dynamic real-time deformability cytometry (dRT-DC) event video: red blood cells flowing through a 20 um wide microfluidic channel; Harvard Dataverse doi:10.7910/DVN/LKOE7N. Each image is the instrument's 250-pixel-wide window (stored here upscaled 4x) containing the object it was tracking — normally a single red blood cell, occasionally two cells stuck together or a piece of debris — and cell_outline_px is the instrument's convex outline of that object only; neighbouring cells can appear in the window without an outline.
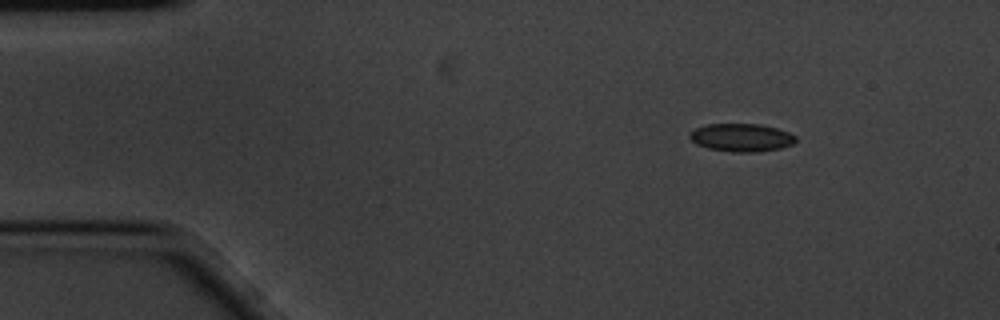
{"species": "common noctule bat (a hibernating species)", "species_latin": "Nyctalus noctula", "temperature_condition": "cold", "stored_images_in_passage": 5, "camera_frame_rate_fps": 3000, "um_per_image_px": 0.085, "animal": {"sex": "male", "body_mass_g": 20.1, "forearm_length_mm": 53.5}, "frame": {"image": 1, "passage_image": 1, "time_ms": 0.0, "image_size_px": [1000, 320], "cell_outline_px": [[796, 140], [792, 144], [780, 148], [756, 152], [732, 152], [708, 148], [696, 144], [688, 136], [688, 132], [696, 128], [708, 124], [760, 124], [776, 128], [788, 132], [796, 136]], "centroid_in_image_um": [62.99, 11.69], "position_along_channel_um": 22.0, "area_um2": 17.28}}
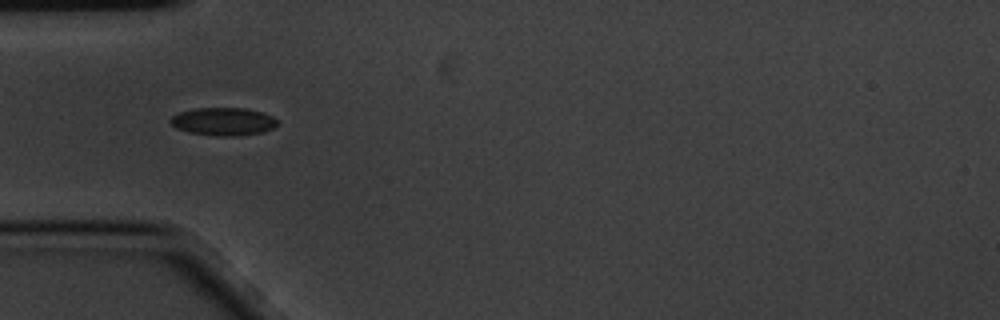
{"frame": {"image": 2, "passage_image": 4, "time_ms": 1.0, "image_size_px": [1000, 320], "cell_outline_px": [[276, 124], [272, 128], [264, 132], [236, 136], [220, 136], [188, 132], [176, 128], [168, 120], [172, 116], [180, 112], [196, 108], [244, 108], [264, 112], [272, 116], [276, 120]], "centroid_in_image_um": [18.97, 10.33], "position_along_channel_um": 66.0, "area_um2": 17.34}}
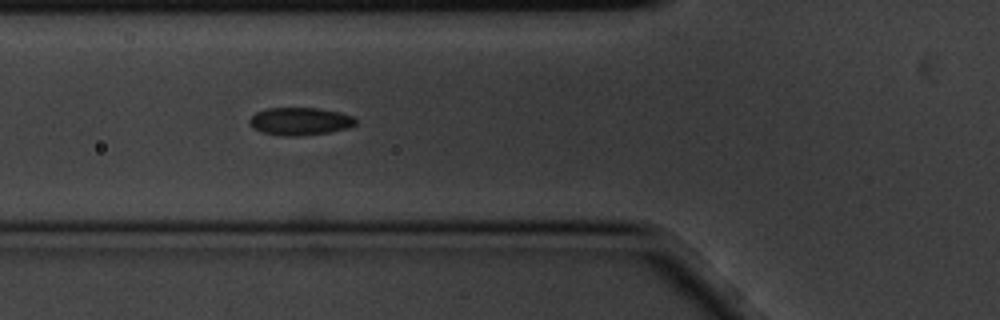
{"frame": {"image": 3, "passage_image": 5, "time_ms": 1.333, "image_size_px": [1000, 320], "cell_outline_px": [[356, 124], [348, 128], [328, 132], [296, 136], [284, 136], [264, 132], [256, 128], [248, 120], [256, 112], [264, 108], [320, 108], [340, 112], [352, 116], [356, 120]], "centroid_in_image_um": [25.53, 10.29], "position_along_channel_um": 100.3, "area_um2": 16.94}}